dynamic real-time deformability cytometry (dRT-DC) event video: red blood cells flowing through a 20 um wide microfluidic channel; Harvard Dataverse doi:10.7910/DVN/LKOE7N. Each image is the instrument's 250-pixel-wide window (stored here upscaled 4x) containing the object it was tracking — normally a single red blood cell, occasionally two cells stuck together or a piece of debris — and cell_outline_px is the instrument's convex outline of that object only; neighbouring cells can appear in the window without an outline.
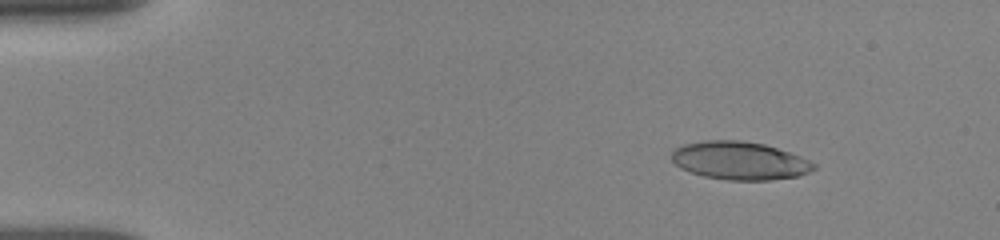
{"species": "human", "species_latin": "Homo sapiens", "temperature_condition": "room temperature", "stored_images_in_passage": 52, "camera_frame_rate_fps": 3000, "um_per_image_px": 0.085, "donor": {"sex": "female"}, "frame": {"image": 1, "passage_image": 7, "time_ms": 2.0, "image_size_px": [1000, 240], "cell_outline_px": [[816, 168], [808, 172], [796, 176], [772, 180], [728, 180], [704, 176], [680, 168], [672, 160], [672, 152], [676, 148], [684, 144], [708, 140], [740, 140], [764, 144], [800, 156], [816, 164]], "centroid_in_image_um": [62.87, 13.66], "position_along_channel_um": 22.1, "area_um2": 31.27}}
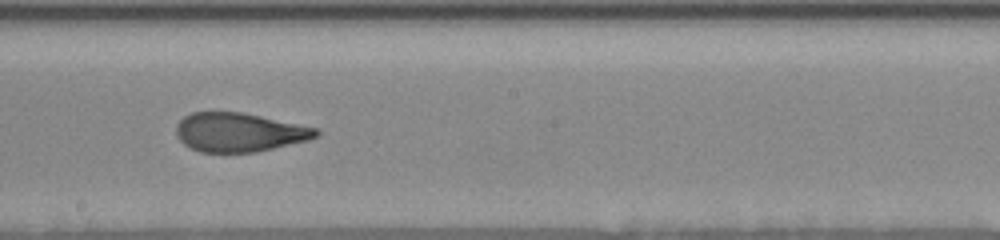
{"frame": {"image": 2, "passage_image": 30, "time_ms": 9.667, "image_size_px": [1000, 240], "cell_outline_px": [[320, 132], [316, 136], [308, 140], [256, 152], [200, 152], [184, 144], [176, 136], [176, 124], [184, 116], [192, 112], [244, 112], [320, 128]], "centroid_in_image_um": [20.34, 11.23], "position_along_channel_um": 227.9, "area_um2": 31.91}}
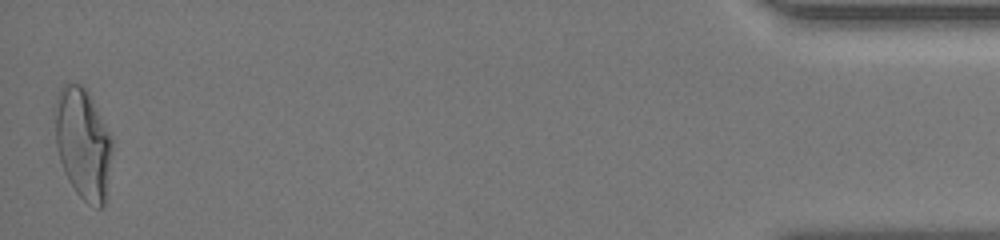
{"frame": {"image": 3, "passage_image": 52, "time_ms": 17.0, "image_size_px": [1000, 240], "cell_outline_px": [[112, 148], [104, 208], [96, 208], [88, 204], [76, 192], [60, 160], [56, 144], [56, 96], [60, 88], [64, 84], [80, 84], [88, 92], [112, 136]], "centroid_in_image_um": [7.08, 12.21], "position_along_channel_um": 428.1, "area_um2": 36.41}, "authors_computed_cell_mechanics": {"area_um2": 32.946, "velocity_mm_per_s": 3.8571, "shape_relaxation_time_tau1_ms": 6.7258, "shape_relaxation_time_tau2_ms": 1.1371, "deformation_change_tau1": 0.2257, "deformation_change_tau2": 0.085}}